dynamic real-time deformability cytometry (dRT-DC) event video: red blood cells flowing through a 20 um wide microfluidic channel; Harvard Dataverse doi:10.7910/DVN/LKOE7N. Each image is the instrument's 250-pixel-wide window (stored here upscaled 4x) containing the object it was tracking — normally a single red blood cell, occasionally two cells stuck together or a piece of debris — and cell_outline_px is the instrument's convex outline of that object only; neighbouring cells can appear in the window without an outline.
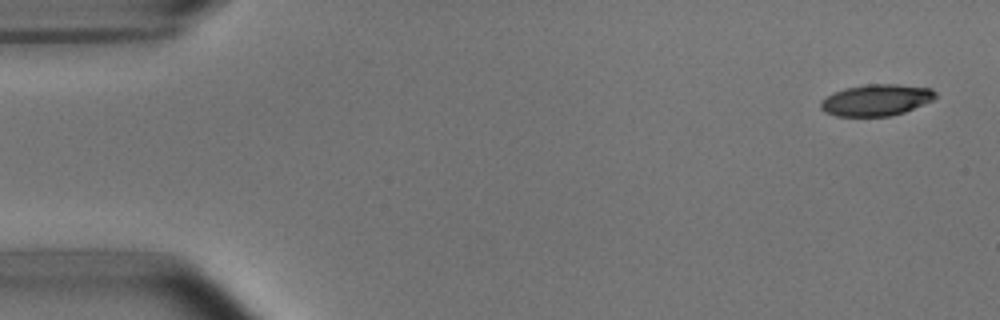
{"species": "common noctule bat (a hibernating species)", "species_latin": "Nyctalus noctula", "temperature_condition": "room temperature", "stored_images_in_passage": 3, "camera_frame_rate_fps": 3000, "um_per_image_px": 0.085, "animal": {"sex": "male", "body_mass_g": 15.6}, "frame": {"image": 1, "passage_image": 1, "time_ms": 0.0, "image_size_px": [1000, 320], "cell_outline_px": [[936, 96], [932, 100], [904, 112], [888, 116], [836, 116], [824, 112], [820, 108], [820, 100], [844, 88], [868, 84], [896, 84], [932, 88], [936, 92]], "centroid_in_image_um": [74.46, 8.5], "position_along_channel_um": 10.5, "area_um2": 20.92}}